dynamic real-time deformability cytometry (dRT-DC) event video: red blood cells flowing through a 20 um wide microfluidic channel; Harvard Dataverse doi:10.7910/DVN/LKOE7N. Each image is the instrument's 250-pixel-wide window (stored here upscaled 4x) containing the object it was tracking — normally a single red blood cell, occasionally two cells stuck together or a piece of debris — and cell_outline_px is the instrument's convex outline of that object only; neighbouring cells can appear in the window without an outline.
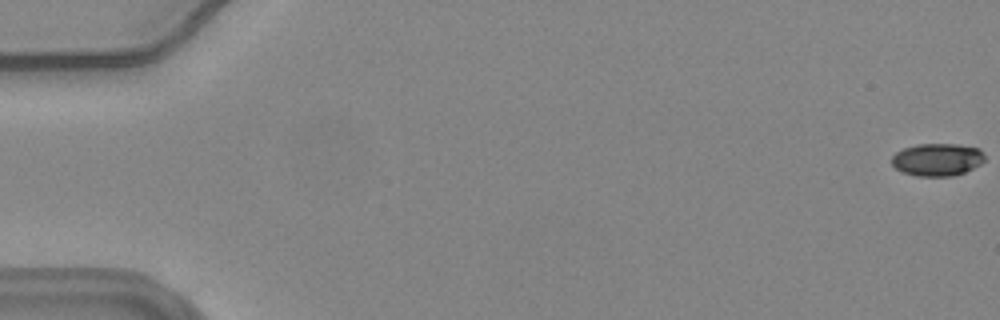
{"species": "common noctule bat (a hibernating species)", "species_latin": "Nyctalus noctula", "temperature_condition": "warm", "stored_images_in_passage": 58, "camera_frame_rate_fps": 3000, "um_per_image_px": 0.085, "animal": {"sex": "female", "body_mass_g": 24.6, "forearm_length_mm": 56.2}, "frame": {"image": 1, "passage_image": 1, "time_ms": 0.0, "image_size_px": [1000, 320], "cell_outline_px": [[984, 160], [980, 164], [964, 172], [952, 176], [916, 176], [904, 172], [896, 168], [892, 164], [892, 156], [896, 152], [904, 148], [916, 144], [956, 144], [980, 148], [984, 156]], "centroid_in_image_um": [79.66, 13.56], "position_along_channel_um": 5.3, "area_um2": 17.57}}
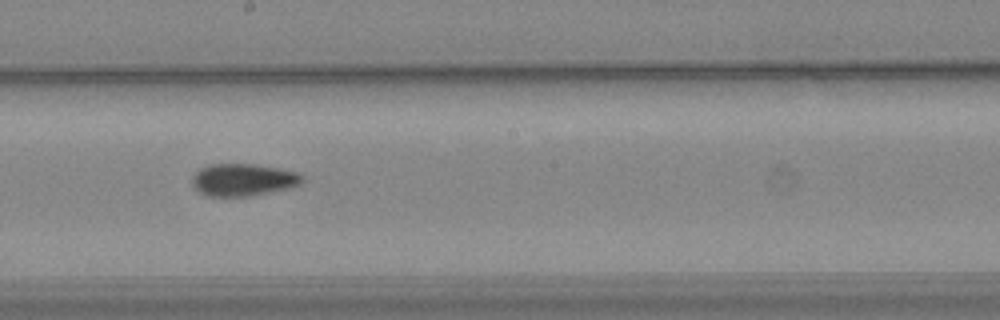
{"frame": {"image": 2, "passage_image": 33, "time_ms": 10.667, "image_size_px": [1000, 320], "cell_outline_px": [[304, 180], [300, 184], [292, 188], [248, 196], [208, 196], [200, 192], [192, 184], [192, 176], [200, 168], [208, 164], [256, 164], [280, 168], [300, 172], [304, 176]], "centroid_in_image_um": [20.72, 15.27], "position_along_channel_um": 227.5, "area_um2": 20.98}}
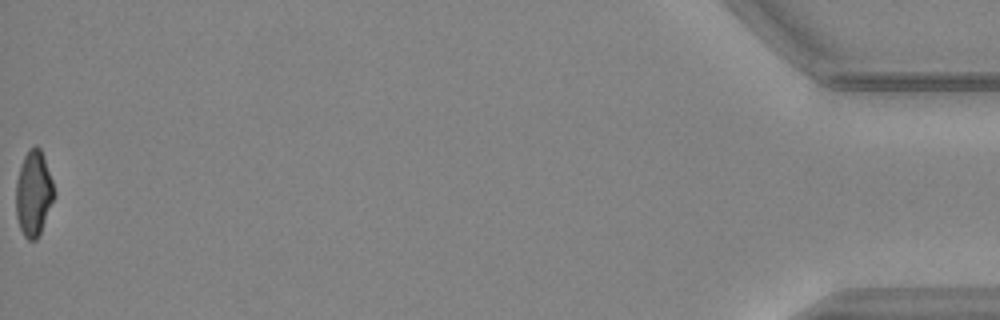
{"frame": {"image": 3, "passage_image": 58, "time_ms": 19.0, "image_size_px": [1000, 320], "cell_outline_px": [[56, 196], [40, 232], [36, 240], [28, 240], [24, 236], [20, 228], [16, 216], [16, 180], [24, 156], [36, 144], [40, 148], [44, 156], [56, 192]], "centroid_in_image_um": [2.87, 16.45], "position_along_channel_um": 432.3, "area_um2": 19.02}, "authors_computed_cell_mechanics": {"area_um2": 19.7965, "velocity_mm_per_s": 3.6843, "shape_relaxation_time_tau1_ms": 6.6058, "shape_relaxation_time_tau2_ms": 2.2789, "deformation_change_tau1": 0.1769, "deformation_change_tau2": 0.0628}}